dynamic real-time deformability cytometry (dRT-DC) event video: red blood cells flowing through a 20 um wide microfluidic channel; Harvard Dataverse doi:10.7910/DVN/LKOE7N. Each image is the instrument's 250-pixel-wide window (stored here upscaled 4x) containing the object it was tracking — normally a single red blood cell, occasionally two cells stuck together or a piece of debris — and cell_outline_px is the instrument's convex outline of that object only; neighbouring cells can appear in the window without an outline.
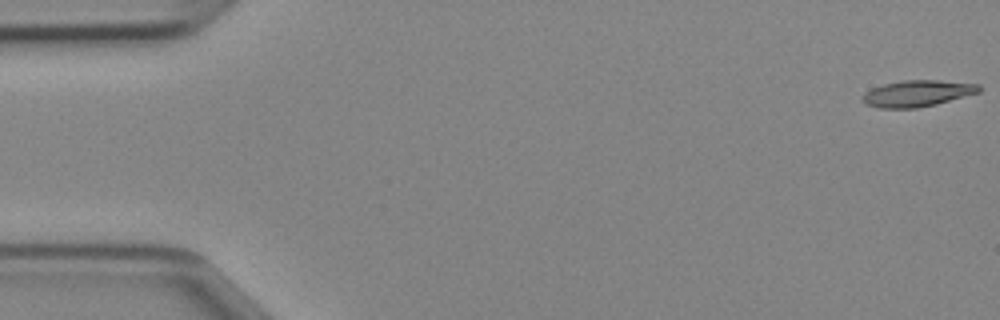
{"species": "Egyptian fruit bat (a non-hibernating species)", "species_latin": "Rousettus aegyptiacus", "temperature_condition": "cold", "stored_images_in_passage": 47, "camera_frame_rate_fps": 3000, "um_per_image_px": 0.085, "animal": {"sex": "female"}, "frame": {"image": 1, "passage_image": 1, "time_ms": 0.0, "image_size_px": [1000, 320], "cell_outline_px": [[980, 92], [936, 104], [916, 108], [880, 108], [868, 104], [860, 100], [860, 96], [864, 92], [872, 88], [884, 84], [904, 80], [940, 80], [980, 84]], "centroid_in_image_um": [77.95, 7.93], "position_along_channel_um": 7.0, "area_um2": 17.92}}
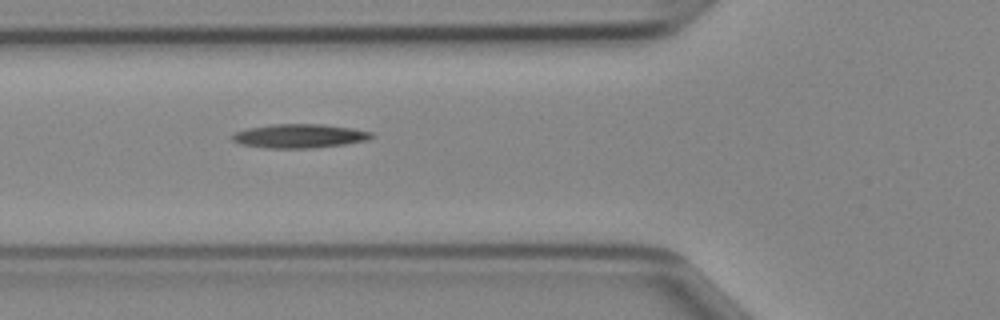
{"frame": {"image": 2, "passage_image": 17, "time_ms": 5.333, "image_size_px": [1000, 320], "cell_outline_px": [[376, 136], [368, 140], [344, 144], [312, 148], [264, 148], [240, 144], [232, 140], [232, 136], [236, 132], [248, 128], [272, 124], [324, 124], [352, 128], [372, 132]], "centroid_in_image_um": [25.48, 11.56], "position_along_channel_um": 100.3, "area_um2": 19.48}}
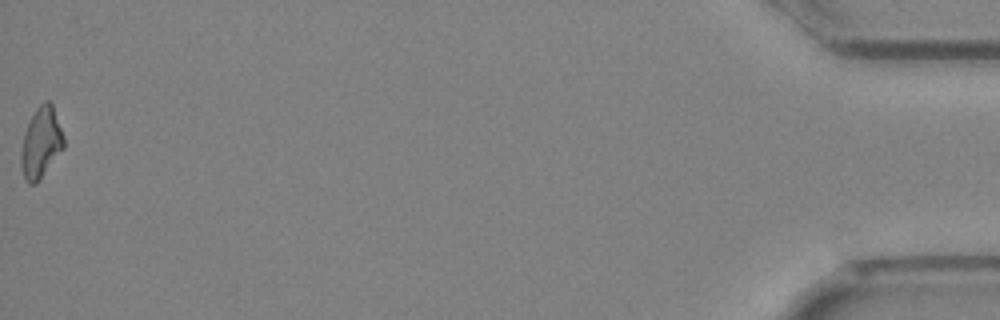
{"frame": {"image": 3, "passage_image": 47, "time_ms": 15.333, "image_size_px": [1000, 320], "cell_outline_px": [[64, 148], [36, 184], [28, 184], [24, 176], [20, 164], [20, 156], [24, 132], [36, 108], [44, 100], [48, 100], [52, 104], [64, 136]], "centroid_in_image_um": [3.48, 12.14], "position_along_channel_um": 431.7, "area_um2": 17.51}}